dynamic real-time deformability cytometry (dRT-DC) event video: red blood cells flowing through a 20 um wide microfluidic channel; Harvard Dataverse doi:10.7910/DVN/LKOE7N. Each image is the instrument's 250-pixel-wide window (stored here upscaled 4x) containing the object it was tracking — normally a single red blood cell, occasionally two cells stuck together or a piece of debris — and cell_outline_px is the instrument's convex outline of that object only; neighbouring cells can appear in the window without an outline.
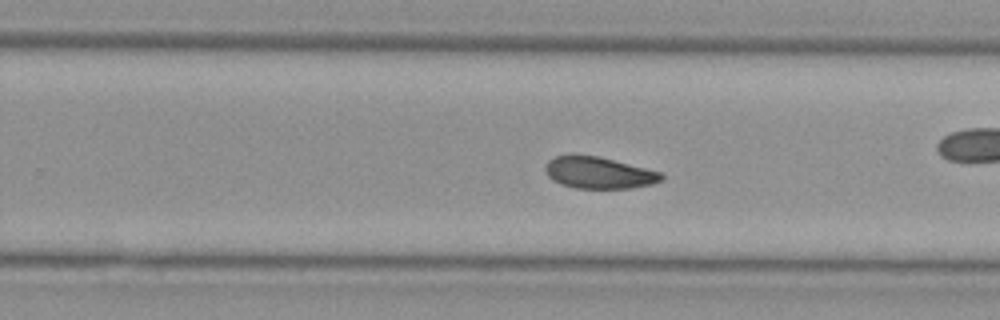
{"species": "Egyptian fruit bat (a non-hibernating species)", "species_latin": "Rousettus aegyptiacus", "temperature_condition": "cold", "stored_images_in_passage": 45, "camera_frame_rate_fps": 3000, "um_per_image_px": 0.085, "animal": {"sex": "female"}, "frame": {"image": 1, "passage_image": 26, "time_ms": 8.333, "image_size_px": [1000, 320], "cell_outline_px": [[664, 180], [652, 184], [632, 188], [576, 188], [560, 184], [552, 180], [548, 176], [544, 168], [544, 164], [548, 160], [556, 156], [600, 156], [660, 172], [664, 176]], "centroid_in_image_um": [50.9, 14.7], "position_along_channel_um": 278.9, "area_um2": 21.33}}
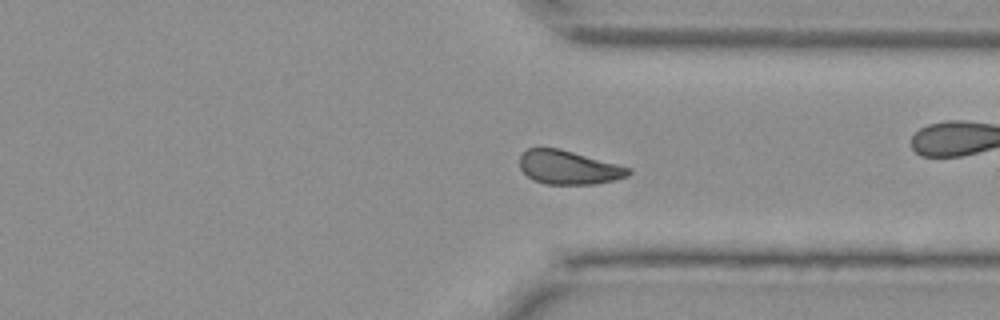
{"frame": {"image": 2, "passage_image": 32, "time_ms": 10.333, "image_size_px": [1000, 320], "cell_outline_px": [[632, 172], [628, 176], [596, 184], [544, 184], [532, 180], [520, 168], [520, 156], [528, 148], [560, 148], [632, 168]], "centroid_in_image_um": [48.34, 14.23], "position_along_channel_um": 363.1, "area_um2": 21.44}}
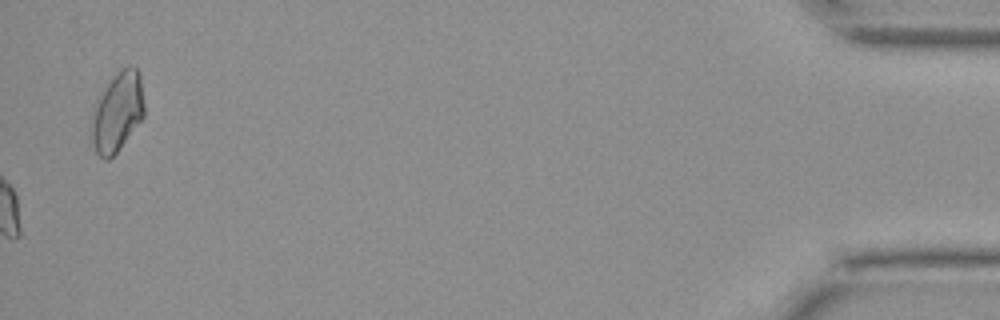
{"frame": {"image": 3, "passage_image": 45, "time_ms": 14.667, "image_size_px": [1000, 320], "cell_outline_px": [[144, 116], [116, 152], [108, 160], [104, 160], [96, 152], [92, 144], [92, 120], [100, 96], [112, 76], [128, 64], [136, 68], [140, 72], [144, 104]], "centroid_in_image_um": [10.01, 9.49], "position_along_channel_um": 425.2, "area_um2": 23.87}}